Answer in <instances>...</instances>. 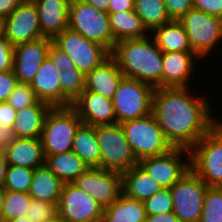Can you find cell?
Returning <instances> with one entry per match:
<instances>
[{
	"instance_id": "obj_3",
	"label": "cell",
	"mask_w": 222,
	"mask_h": 222,
	"mask_svg": "<svg viewBox=\"0 0 222 222\" xmlns=\"http://www.w3.org/2000/svg\"><path fill=\"white\" fill-rule=\"evenodd\" d=\"M82 124L72 106L51 107L40 137L45 158L71 151L75 134Z\"/></svg>"
},
{
	"instance_id": "obj_46",
	"label": "cell",
	"mask_w": 222,
	"mask_h": 222,
	"mask_svg": "<svg viewBox=\"0 0 222 222\" xmlns=\"http://www.w3.org/2000/svg\"><path fill=\"white\" fill-rule=\"evenodd\" d=\"M134 10V0H110L108 13Z\"/></svg>"
},
{
	"instance_id": "obj_1",
	"label": "cell",
	"mask_w": 222,
	"mask_h": 222,
	"mask_svg": "<svg viewBox=\"0 0 222 222\" xmlns=\"http://www.w3.org/2000/svg\"><path fill=\"white\" fill-rule=\"evenodd\" d=\"M189 87L155 88L152 113L173 148L191 150L221 120L213 116L208 94Z\"/></svg>"
},
{
	"instance_id": "obj_19",
	"label": "cell",
	"mask_w": 222,
	"mask_h": 222,
	"mask_svg": "<svg viewBox=\"0 0 222 222\" xmlns=\"http://www.w3.org/2000/svg\"><path fill=\"white\" fill-rule=\"evenodd\" d=\"M71 0H33L37 7L43 37L53 39L68 28Z\"/></svg>"
},
{
	"instance_id": "obj_39",
	"label": "cell",
	"mask_w": 222,
	"mask_h": 222,
	"mask_svg": "<svg viewBox=\"0 0 222 222\" xmlns=\"http://www.w3.org/2000/svg\"><path fill=\"white\" fill-rule=\"evenodd\" d=\"M14 46L4 36H0V72L13 70Z\"/></svg>"
},
{
	"instance_id": "obj_5",
	"label": "cell",
	"mask_w": 222,
	"mask_h": 222,
	"mask_svg": "<svg viewBox=\"0 0 222 222\" xmlns=\"http://www.w3.org/2000/svg\"><path fill=\"white\" fill-rule=\"evenodd\" d=\"M178 21L187 32L190 47L200 59H209L214 51H218L216 48L222 42V18L193 7Z\"/></svg>"
},
{
	"instance_id": "obj_9",
	"label": "cell",
	"mask_w": 222,
	"mask_h": 222,
	"mask_svg": "<svg viewBox=\"0 0 222 222\" xmlns=\"http://www.w3.org/2000/svg\"><path fill=\"white\" fill-rule=\"evenodd\" d=\"M154 90L150 84L123 77L112 98L117 123L121 124L152 113Z\"/></svg>"
},
{
	"instance_id": "obj_23",
	"label": "cell",
	"mask_w": 222,
	"mask_h": 222,
	"mask_svg": "<svg viewBox=\"0 0 222 222\" xmlns=\"http://www.w3.org/2000/svg\"><path fill=\"white\" fill-rule=\"evenodd\" d=\"M47 102L39 100L36 104L16 112L12 130L17 138H40L45 117L51 109Z\"/></svg>"
},
{
	"instance_id": "obj_40",
	"label": "cell",
	"mask_w": 222,
	"mask_h": 222,
	"mask_svg": "<svg viewBox=\"0 0 222 222\" xmlns=\"http://www.w3.org/2000/svg\"><path fill=\"white\" fill-rule=\"evenodd\" d=\"M48 57L60 72L66 71L68 68H77L68 55L59 49L53 42H51L49 46Z\"/></svg>"
},
{
	"instance_id": "obj_52",
	"label": "cell",
	"mask_w": 222,
	"mask_h": 222,
	"mask_svg": "<svg viewBox=\"0 0 222 222\" xmlns=\"http://www.w3.org/2000/svg\"><path fill=\"white\" fill-rule=\"evenodd\" d=\"M44 222H67V221L57 213L54 217Z\"/></svg>"
},
{
	"instance_id": "obj_44",
	"label": "cell",
	"mask_w": 222,
	"mask_h": 222,
	"mask_svg": "<svg viewBox=\"0 0 222 222\" xmlns=\"http://www.w3.org/2000/svg\"><path fill=\"white\" fill-rule=\"evenodd\" d=\"M16 112L7 101L0 102V122L3 125L12 128L15 122Z\"/></svg>"
},
{
	"instance_id": "obj_47",
	"label": "cell",
	"mask_w": 222,
	"mask_h": 222,
	"mask_svg": "<svg viewBox=\"0 0 222 222\" xmlns=\"http://www.w3.org/2000/svg\"><path fill=\"white\" fill-rule=\"evenodd\" d=\"M23 0H0V19L7 18Z\"/></svg>"
},
{
	"instance_id": "obj_41",
	"label": "cell",
	"mask_w": 222,
	"mask_h": 222,
	"mask_svg": "<svg viewBox=\"0 0 222 222\" xmlns=\"http://www.w3.org/2000/svg\"><path fill=\"white\" fill-rule=\"evenodd\" d=\"M171 20H179L188 10L193 8L192 0H164Z\"/></svg>"
},
{
	"instance_id": "obj_45",
	"label": "cell",
	"mask_w": 222,
	"mask_h": 222,
	"mask_svg": "<svg viewBox=\"0 0 222 222\" xmlns=\"http://www.w3.org/2000/svg\"><path fill=\"white\" fill-rule=\"evenodd\" d=\"M15 138L12 128L3 125L0 122V151L4 152L12 144Z\"/></svg>"
},
{
	"instance_id": "obj_37",
	"label": "cell",
	"mask_w": 222,
	"mask_h": 222,
	"mask_svg": "<svg viewBox=\"0 0 222 222\" xmlns=\"http://www.w3.org/2000/svg\"><path fill=\"white\" fill-rule=\"evenodd\" d=\"M38 101L39 99L30 87V84L24 83H18L7 100L16 111L36 104Z\"/></svg>"
},
{
	"instance_id": "obj_32",
	"label": "cell",
	"mask_w": 222,
	"mask_h": 222,
	"mask_svg": "<svg viewBox=\"0 0 222 222\" xmlns=\"http://www.w3.org/2000/svg\"><path fill=\"white\" fill-rule=\"evenodd\" d=\"M85 90V75L78 68L61 71L60 106H71Z\"/></svg>"
},
{
	"instance_id": "obj_18",
	"label": "cell",
	"mask_w": 222,
	"mask_h": 222,
	"mask_svg": "<svg viewBox=\"0 0 222 222\" xmlns=\"http://www.w3.org/2000/svg\"><path fill=\"white\" fill-rule=\"evenodd\" d=\"M85 125L117 124L112 99L99 93L83 91L71 105Z\"/></svg>"
},
{
	"instance_id": "obj_11",
	"label": "cell",
	"mask_w": 222,
	"mask_h": 222,
	"mask_svg": "<svg viewBox=\"0 0 222 222\" xmlns=\"http://www.w3.org/2000/svg\"><path fill=\"white\" fill-rule=\"evenodd\" d=\"M207 185L190 169L171 188L173 213L180 222H199Z\"/></svg>"
},
{
	"instance_id": "obj_2",
	"label": "cell",
	"mask_w": 222,
	"mask_h": 222,
	"mask_svg": "<svg viewBox=\"0 0 222 222\" xmlns=\"http://www.w3.org/2000/svg\"><path fill=\"white\" fill-rule=\"evenodd\" d=\"M110 56L124 77L162 88L163 52L151 34L117 41Z\"/></svg>"
},
{
	"instance_id": "obj_30",
	"label": "cell",
	"mask_w": 222,
	"mask_h": 222,
	"mask_svg": "<svg viewBox=\"0 0 222 222\" xmlns=\"http://www.w3.org/2000/svg\"><path fill=\"white\" fill-rule=\"evenodd\" d=\"M72 151L88 166L100 168V148L97 141L96 126L82 124L78 128Z\"/></svg>"
},
{
	"instance_id": "obj_43",
	"label": "cell",
	"mask_w": 222,
	"mask_h": 222,
	"mask_svg": "<svg viewBox=\"0 0 222 222\" xmlns=\"http://www.w3.org/2000/svg\"><path fill=\"white\" fill-rule=\"evenodd\" d=\"M192 4L206 14L222 18V0H192Z\"/></svg>"
},
{
	"instance_id": "obj_51",
	"label": "cell",
	"mask_w": 222,
	"mask_h": 222,
	"mask_svg": "<svg viewBox=\"0 0 222 222\" xmlns=\"http://www.w3.org/2000/svg\"><path fill=\"white\" fill-rule=\"evenodd\" d=\"M4 208V188L0 187V218Z\"/></svg>"
},
{
	"instance_id": "obj_17",
	"label": "cell",
	"mask_w": 222,
	"mask_h": 222,
	"mask_svg": "<svg viewBox=\"0 0 222 222\" xmlns=\"http://www.w3.org/2000/svg\"><path fill=\"white\" fill-rule=\"evenodd\" d=\"M200 61L194 52H163L162 88H191V77Z\"/></svg>"
},
{
	"instance_id": "obj_49",
	"label": "cell",
	"mask_w": 222,
	"mask_h": 222,
	"mask_svg": "<svg viewBox=\"0 0 222 222\" xmlns=\"http://www.w3.org/2000/svg\"><path fill=\"white\" fill-rule=\"evenodd\" d=\"M8 166L4 152L0 151V187L5 183Z\"/></svg>"
},
{
	"instance_id": "obj_16",
	"label": "cell",
	"mask_w": 222,
	"mask_h": 222,
	"mask_svg": "<svg viewBox=\"0 0 222 222\" xmlns=\"http://www.w3.org/2000/svg\"><path fill=\"white\" fill-rule=\"evenodd\" d=\"M51 42L52 39L43 37L14 47L13 72L19 83L32 82L40 65L48 56Z\"/></svg>"
},
{
	"instance_id": "obj_33",
	"label": "cell",
	"mask_w": 222,
	"mask_h": 222,
	"mask_svg": "<svg viewBox=\"0 0 222 222\" xmlns=\"http://www.w3.org/2000/svg\"><path fill=\"white\" fill-rule=\"evenodd\" d=\"M32 198L28 192L4 189V208L0 222L9 221L27 214Z\"/></svg>"
},
{
	"instance_id": "obj_28",
	"label": "cell",
	"mask_w": 222,
	"mask_h": 222,
	"mask_svg": "<svg viewBox=\"0 0 222 222\" xmlns=\"http://www.w3.org/2000/svg\"><path fill=\"white\" fill-rule=\"evenodd\" d=\"M45 164L63 183L74 182L90 168L72 150L60 154L48 155L45 158Z\"/></svg>"
},
{
	"instance_id": "obj_21",
	"label": "cell",
	"mask_w": 222,
	"mask_h": 222,
	"mask_svg": "<svg viewBox=\"0 0 222 222\" xmlns=\"http://www.w3.org/2000/svg\"><path fill=\"white\" fill-rule=\"evenodd\" d=\"M60 76L61 72L47 56L30 83L36 97L52 107L60 106Z\"/></svg>"
},
{
	"instance_id": "obj_27",
	"label": "cell",
	"mask_w": 222,
	"mask_h": 222,
	"mask_svg": "<svg viewBox=\"0 0 222 222\" xmlns=\"http://www.w3.org/2000/svg\"><path fill=\"white\" fill-rule=\"evenodd\" d=\"M146 217L143 202L122 193L104 209L102 222H145Z\"/></svg>"
},
{
	"instance_id": "obj_10",
	"label": "cell",
	"mask_w": 222,
	"mask_h": 222,
	"mask_svg": "<svg viewBox=\"0 0 222 222\" xmlns=\"http://www.w3.org/2000/svg\"><path fill=\"white\" fill-rule=\"evenodd\" d=\"M52 42L68 55L85 76L110 57L107 48L69 28L56 35Z\"/></svg>"
},
{
	"instance_id": "obj_29",
	"label": "cell",
	"mask_w": 222,
	"mask_h": 222,
	"mask_svg": "<svg viewBox=\"0 0 222 222\" xmlns=\"http://www.w3.org/2000/svg\"><path fill=\"white\" fill-rule=\"evenodd\" d=\"M108 15L116 42L123 39L144 38L150 34L134 10L108 13Z\"/></svg>"
},
{
	"instance_id": "obj_54",
	"label": "cell",
	"mask_w": 222,
	"mask_h": 222,
	"mask_svg": "<svg viewBox=\"0 0 222 222\" xmlns=\"http://www.w3.org/2000/svg\"><path fill=\"white\" fill-rule=\"evenodd\" d=\"M3 35V20L0 19V36Z\"/></svg>"
},
{
	"instance_id": "obj_20",
	"label": "cell",
	"mask_w": 222,
	"mask_h": 222,
	"mask_svg": "<svg viewBox=\"0 0 222 222\" xmlns=\"http://www.w3.org/2000/svg\"><path fill=\"white\" fill-rule=\"evenodd\" d=\"M123 77L116 61L110 56L85 76L84 91L99 93L112 99Z\"/></svg>"
},
{
	"instance_id": "obj_22",
	"label": "cell",
	"mask_w": 222,
	"mask_h": 222,
	"mask_svg": "<svg viewBox=\"0 0 222 222\" xmlns=\"http://www.w3.org/2000/svg\"><path fill=\"white\" fill-rule=\"evenodd\" d=\"M4 154L9 165L35 169L45 164L40 138L16 137Z\"/></svg>"
},
{
	"instance_id": "obj_13",
	"label": "cell",
	"mask_w": 222,
	"mask_h": 222,
	"mask_svg": "<svg viewBox=\"0 0 222 222\" xmlns=\"http://www.w3.org/2000/svg\"><path fill=\"white\" fill-rule=\"evenodd\" d=\"M57 207L67 222H102L105 209L73 183H64Z\"/></svg>"
},
{
	"instance_id": "obj_36",
	"label": "cell",
	"mask_w": 222,
	"mask_h": 222,
	"mask_svg": "<svg viewBox=\"0 0 222 222\" xmlns=\"http://www.w3.org/2000/svg\"><path fill=\"white\" fill-rule=\"evenodd\" d=\"M146 215L173 212V200L170 188H162L143 202Z\"/></svg>"
},
{
	"instance_id": "obj_31",
	"label": "cell",
	"mask_w": 222,
	"mask_h": 222,
	"mask_svg": "<svg viewBox=\"0 0 222 222\" xmlns=\"http://www.w3.org/2000/svg\"><path fill=\"white\" fill-rule=\"evenodd\" d=\"M134 11L150 33L155 28L172 21L164 0H134Z\"/></svg>"
},
{
	"instance_id": "obj_12",
	"label": "cell",
	"mask_w": 222,
	"mask_h": 222,
	"mask_svg": "<svg viewBox=\"0 0 222 222\" xmlns=\"http://www.w3.org/2000/svg\"><path fill=\"white\" fill-rule=\"evenodd\" d=\"M138 165L162 188H171L191 169V155L189 150L173 148L166 154L143 158Z\"/></svg>"
},
{
	"instance_id": "obj_7",
	"label": "cell",
	"mask_w": 222,
	"mask_h": 222,
	"mask_svg": "<svg viewBox=\"0 0 222 222\" xmlns=\"http://www.w3.org/2000/svg\"><path fill=\"white\" fill-rule=\"evenodd\" d=\"M100 168L123 174L138 164L121 124L96 126Z\"/></svg>"
},
{
	"instance_id": "obj_15",
	"label": "cell",
	"mask_w": 222,
	"mask_h": 222,
	"mask_svg": "<svg viewBox=\"0 0 222 222\" xmlns=\"http://www.w3.org/2000/svg\"><path fill=\"white\" fill-rule=\"evenodd\" d=\"M72 183L86 194H90L104 208L123 193L121 174L99 167H90Z\"/></svg>"
},
{
	"instance_id": "obj_35",
	"label": "cell",
	"mask_w": 222,
	"mask_h": 222,
	"mask_svg": "<svg viewBox=\"0 0 222 222\" xmlns=\"http://www.w3.org/2000/svg\"><path fill=\"white\" fill-rule=\"evenodd\" d=\"M32 180L33 169L9 165L3 188L5 190L29 192Z\"/></svg>"
},
{
	"instance_id": "obj_53",
	"label": "cell",
	"mask_w": 222,
	"mask_h": 222,
	"mask_svg": "<svg viewBox=\"0 0 222 222\" xmlns=\"http://www.w3.org/2000/svg\"><path fill=\"white\" fill-rule=\"evenodd\" d=\"M5 222H32L26 215Z\"/></svg>"
},
{
	"instance_id": "obj_6",
	"label": "cell",
	"mask_w": 222,
	"mask_h": 222,
	"mask_svg": "<svg viewBox=\"0 0 222 222\" xmlns=\"http://www.w3.org/2000/svg\"><path fill=\"white\" fill-rule=\"evenodd\" d=\"M121 126L138 161L146 157L166 154L173 149L153 113L125 121Z\"/></svg>"
},
{
	"instance_id": "obj_34",
	"label": "cell",
	"mask_w": 222,
	"mask_h": 222,
	"mask_svg": "<svg viewBox=\"0 0 222 222\" xmlns=\"http://www.w3.org/2000/svg\"><path fill=\"white\" fill-rule=\"evenodd\" d=\"M199 222H222V187H207Z\"/></svg>"
},
{
	"instance_id": "obj_50",
	"label": "cell",
	"mask_w": 222,
	"mask_h": 222,
	"mask_svg": "<svg viewBox=\"0 0 222 222\" xmlns=\"http://www.w3.org/2000/svg\"><path fill=\"white\" fill-rule=\"evenodd\" d=\"M85 1L95 9L108 13L110 0H85Z\"/></svg>"
},
{
	"instance_id": "obj_48",
	"label": "cell",
	"mask_w": 222,
	"mask_h": 222,
	"mask_svg": "<svg viewBox=\"0 0 222 222\" xmlns=\"http://www.w3.org/2000/svg\"><path fill=\"white\" fill-rule=\"evenodd\" d=\"M145 222H180L173 212L147 215Z\"/></svg>"
},
{
	"instance_id": "obj_26",
	"label": "cell",
	"mask_w": 222,
	"mask_h": 222,
	"mask_svg": "<svg viewBox=\"0 0 222 222\" xmlns=\"http://www.w3.org/2000/svg\"><path fill=\"white\" fill-rule=\"evenodd\" d=\"M162 52H194L187 32L178 20H172L155 28L151 33Z\"/></svg>"
},
{
	"instance_id": "obj_42",
	"label": "cell",
	"mask_w": 222,
	"mask_h": 222,
	"mask_svg": "<svg viewBox=\"0 0 222 222\" xmlns=\"http://www.w3.org/2000/svg\"><path fill=\"white\" fill-rule=\"evenodd\" d=\"M18 83L13 70L0 72V102L8 100L10 94Z\"/></svg>"
},
{
	"instance_id": "obj_14",
	"label": "cell",
	"mask_w": 222,
	"mask_h": 222,
	"mask_svg": "<svg viewBox=\"0 0 222 222\" xmlns=\"http://www.w3.org/2000/svg\"><path fill=\"white\" fill-rule=\"evenodd\" d=\"M3 35L14 47L43 38L37 7L33 0H23L3 20Z\"/></svg>"
},
{
	"instance_id": "obj_8",
	"label": "cell",
	"mask_w": 222,
	"mask_h": 222,
	"mask_svg": "<svg viewBox=\"0 0 222 222\" xmlns=\"http://www.w3.org/2000/svg\"><path fill=\"white\" fill-rule=\"evenodd\" d=\"M68 28L95 41L110 52L116 41L110 28L108 13L99 11L85 0H71L69 6Z\"/></svg>"
},
{
	"instance_id": "obj_25",
	"label": "cell",
	"mask_w": 222,
	"mask_h": 222,
	"mask_svg": "<svg viewBox=\"0 0 222 222\" xmlns=\"http://www.w3.org/2000/svg\"><path fill=\"white\" fill-rule=\"evenodd\" d=\"M121 176L123 193L141 202L162 189L159 183L138 164L121 174Z\"/></svg>"
},
{
	"instance_id": "obj_4",
	"label": "cell",
	"mask_w": 222,
	"mask_h": 222,
	"mask_svg": "<svg viewBox=\"0 0 222 222\" xmlns=\"http://www.w3.org/2000/svg\"><path fill=\"white\" fill-rule=\"evenodd\" d=\"M191 170L207 185L222 187V119L190 150Z\"/></svg>"
},
{
	"instance_id": "obj_38",
	"label": "cell",
	"mask_w": 222,
	"mask_h": 222,
	"mask_svg": "<svg viewBox=\"0 0 222 222\" xmlns=\"http://www.w3.org/2000/svg\"><path fill=\"white\" fill-rule=\"evenodd\" d=\"M58 213L57 204L32 199L26 216L32 222H44Z\"/></svg>"
},
{
	"instance_id": "obj_24",
	"label": "cell",
	"mask_w": 222,
	"mask_h": 222,
	"mask_svg": "<svg viewBox=\"0 0 222 222\" xmlns=\"http://www.w3.org/2000/svg\"><path fill=\"white\" fill-rule=\"evenodd\" d=\"M63 185L49 167L43 164L33 169V180L28 193L32 199L58 205Z\"/></svg>"
}]
</instances>
